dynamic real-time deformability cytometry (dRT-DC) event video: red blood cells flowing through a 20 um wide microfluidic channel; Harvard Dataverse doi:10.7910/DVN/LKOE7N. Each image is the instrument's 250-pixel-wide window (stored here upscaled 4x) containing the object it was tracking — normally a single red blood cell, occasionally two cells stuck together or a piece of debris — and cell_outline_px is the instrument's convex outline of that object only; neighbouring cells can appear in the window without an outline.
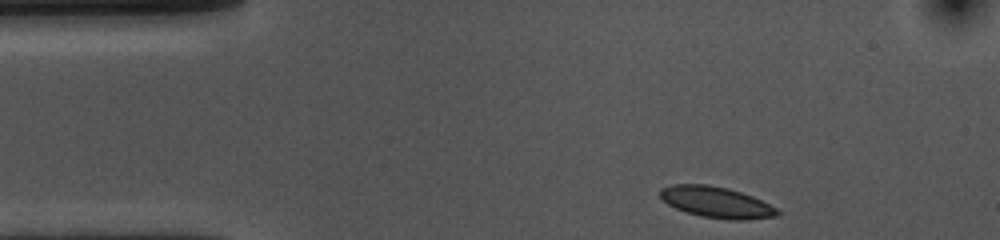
{"species": "common noctule bat (a hibernating species)", "species_latin": "Nyctalus noctula", "temperature_condition": "cold", "stored_images_in_passage": 37, "camera_frame_rate_fps": 3000, "um_per_image_px": 0.085, "animal": {"sex": "female", "body_mass_g": 10.0, "forearm_length_mm": 53.1}, "frame": {"image": 1, "passage_image": 1, "time_ms": 0.0, "image_size_px": [1000, 240], "cell_outline_px": [[780, 212], [776, 216], [748, 220], [728, 220], [700, 216], [676, 208], [668, 204], [660, 196], [660, 188], [672, 184], [708, 184], [728, 188], [752, 196], [776, 208]], "centroid_in_image_um": [60.88, 17.19], "position_along_channel_um": 24.1, "area_um2": 21.15}}
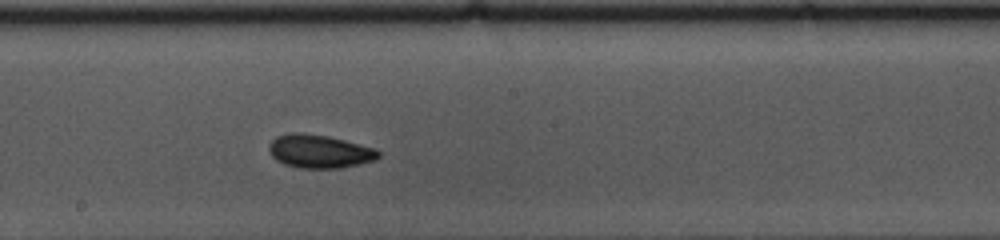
{"frame": {"image": 2, "passage_image": 22, "time_ms": 7.0, "image_size_px": [1000, 240], "cell_outline_px": [[380, 156], [376, 160], [360, 164], [340, 168], [300, 168], [284, 164], [276, 160], [268, 152], [268, 144], [276, 136], [288, 132], [300, 132], [328, 136], [376, 148], [380, 152]], "centroid_in_image_um": [27.13, 12.86], "position_along_channel_um": 221.1, "area_um2": 21.56}}
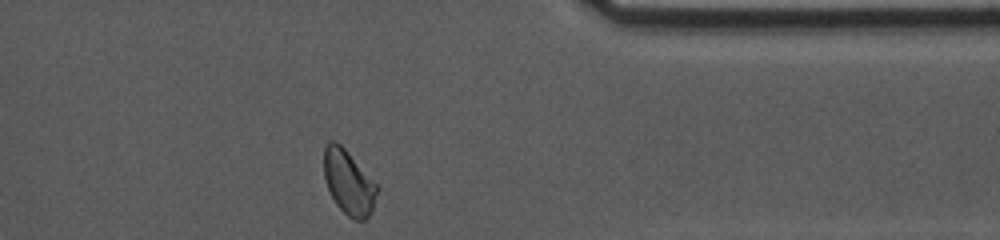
{"frame": {"image": 3, "passage_image": 37, "time_ms": 12.0, "image_size_px": [1000, 240], "cell_outline_px": [[380, 188], [372, 212], [364, 220], [356, 220], [348, 216], [336, 204], [328, 188], [324, 176], [324, 144], [328, 140], [336, 140], [348, 152]], "centroid_in_image_um": [29.64, 15.49], "position_along_channel_um": 381.8, "area_um2": 20.0}, "authors_computed_cell_mechanics": {"area_um2": 20.6924, "velocity_mm_per_s": 3.5544, "shape_relaxation_time_tau1_ms": 3.1352, "shape_relaxation_time_tau2_ms": 6.3579, "deformation_change_tau1": 0.0798, "deformation_change_tau2": 0.0805}}